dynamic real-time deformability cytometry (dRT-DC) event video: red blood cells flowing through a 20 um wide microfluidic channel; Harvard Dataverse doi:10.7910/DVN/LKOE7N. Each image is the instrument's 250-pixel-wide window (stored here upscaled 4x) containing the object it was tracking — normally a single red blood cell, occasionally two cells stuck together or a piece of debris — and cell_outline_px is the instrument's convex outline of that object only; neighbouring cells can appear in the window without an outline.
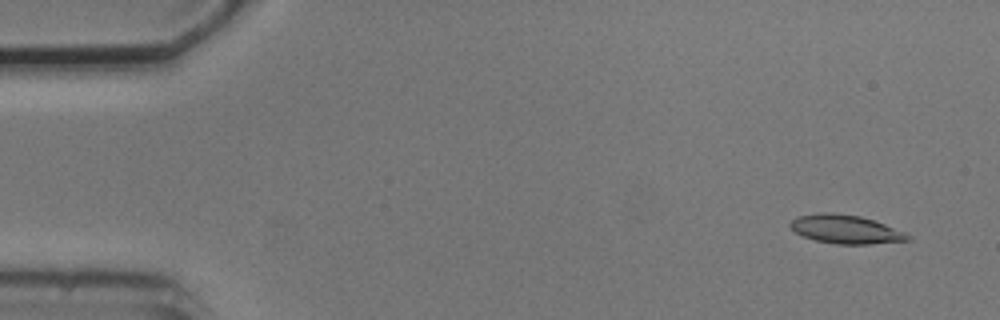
{"species": "common noctule bat (a hibernating species)", "species_latin": "Nyctalus noctula", "temperature_condition": "cold", "stored_images_in_passage": 3, "camera_frame_rate_fps": 3000, "um_per_image_px": 0.085, "animal": {"sex": "male", "body_mass_g": 20.5, "forearm_length_mm": 52.5}, "frame": {"image": 1, "passage_image": 1, "time_ms": 0.0, "image_size_px": [1000, 320], "cell_outline_px": [[912, 240], [872, 244], [836, 244], [816, 240], [804, 236], [796, 232], [788, 224], [796, 216], [820, 212], [832, 212], [860, 216], [884, 224], [904, 232], [912, 236]], "centroid_in_image_um": [71.89, 19.48], "position_along_channel_um": 13.1, "area_um2": 19.59}}